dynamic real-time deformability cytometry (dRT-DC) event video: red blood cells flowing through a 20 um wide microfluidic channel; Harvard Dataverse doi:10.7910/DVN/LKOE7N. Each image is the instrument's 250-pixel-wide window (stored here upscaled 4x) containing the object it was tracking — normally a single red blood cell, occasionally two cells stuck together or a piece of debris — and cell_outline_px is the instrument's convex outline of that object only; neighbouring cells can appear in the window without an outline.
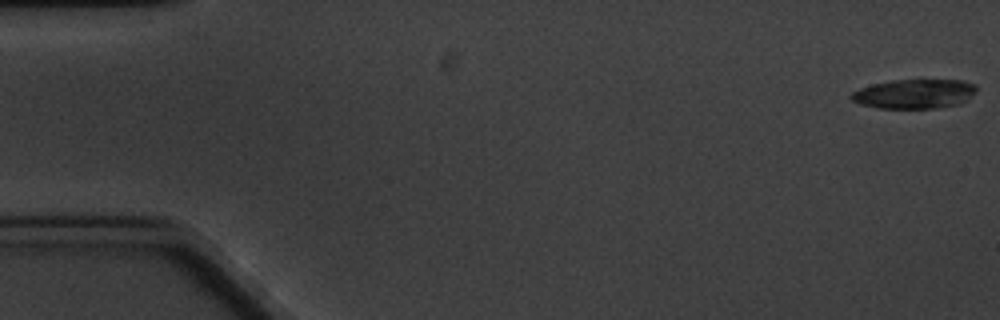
{"species": "common noctule bat (a hibernating species)", "species_latin": "Nyctalus noctula", "temperature_condition": "cold", "stored_images_in_passage": 6, "camera_frame_rate_fps": 3000, "um_per_image_px": 0.085, "animal": {"sex": "male", "body_mass_g": 20.1, "forearm_length_mm": 53.5}, "frame": {"image": 1, "passage_image": 1, "time_ms": 0.0, "image_size_px": [1000, 320], "cell_outline_px": [[976, 88], [960, 104], [936, 108], [880, 108], [860, 104], [852, 100], [848, 96], [852, 92], [860, 88], [872, 84], [892, 80], [960, 80], [976, 84]], "centroid_in_image_um": [77.66, 7.97], "position_along_channel_um": 7.3, "area_um2": 21.21}}
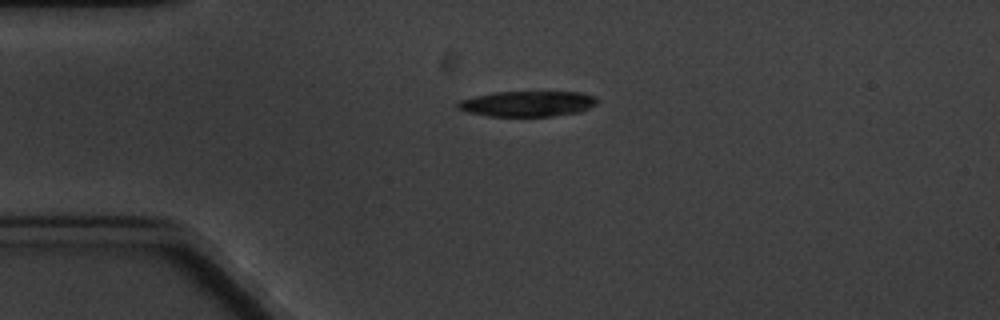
{"frame": {"image": 2, "passage_image": 4, "time_ms": 4.333, "image_size_px": [1000, 320], "cell_outline_px": [[596, 104], [580, 112], [552, 116], [488, 116], [468, 112], [456, 108], [456, 104], [460, 100], [492, 92], [580, 92], [596, 96]], "centroid_in_image_um": [44.82, 8.82], "position_along_channel_um": 40.2, "area_um2": 20.69}}